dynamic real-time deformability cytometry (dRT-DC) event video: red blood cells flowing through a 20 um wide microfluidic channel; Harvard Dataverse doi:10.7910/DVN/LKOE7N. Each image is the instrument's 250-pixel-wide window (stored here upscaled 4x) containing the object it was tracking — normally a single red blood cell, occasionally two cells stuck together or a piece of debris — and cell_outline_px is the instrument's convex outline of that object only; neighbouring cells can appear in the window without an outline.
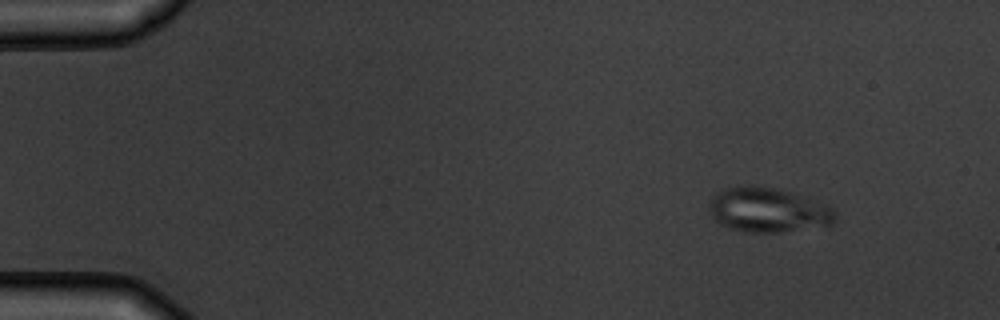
{"species": "common noctule bat (a hibernating species)", "species_latin": "Nyctalus noctula", "temperature_condition": "warm", "stored_images_in_passage": 4, "camera_frame_rate_fps": 3000, "um_per_image_px": 0.085, "animal": {"sex": "male", "body_mass_g": 19.5, "forearm_length_mm": 54.6}, "frame": {"image": 1, "passage_image": 1, "time_ms": 0.0, "image_size_px": [1000, 320], "cell_outline_px": [[836, 216], [832, 224], [776, 232], [744, 232], [728, 228], [720, 224], [712, 216], [708, 208], [708, 204], [712, 196], [724, 188], [740, 184], [752, 184], [776, 188], [788, 192], [832, 208], [836, 212]], "centroid_in_image_um": [65.17, 17.83], "position_along_channel_um": 19.8, "area_um2": 32.48}}